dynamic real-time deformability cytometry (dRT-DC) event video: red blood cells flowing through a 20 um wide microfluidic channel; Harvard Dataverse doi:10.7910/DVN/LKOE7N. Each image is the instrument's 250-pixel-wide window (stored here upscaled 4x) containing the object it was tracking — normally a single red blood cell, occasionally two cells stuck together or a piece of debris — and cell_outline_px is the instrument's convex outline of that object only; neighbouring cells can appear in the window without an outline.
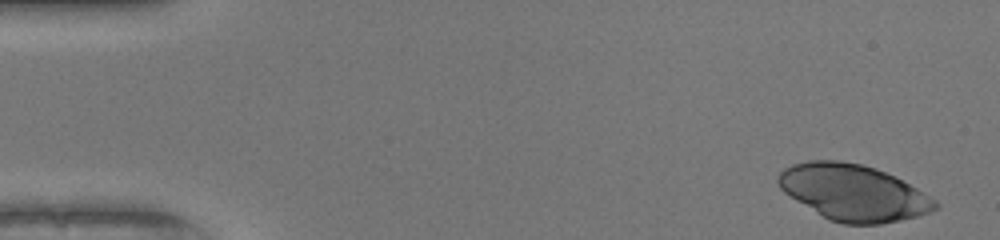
{"species": "human", "species_latin": "Homo sapiens", "temperature_condition": "warm", "stored_images_in_passage": 48, "camera_frame_rate_fps": 3000, "um_per_image_px": 0.085, "donor": {"sex": "female"}, "frame": {"image": 1, "passage_image": 1, "time_ms": 0.0, "image_size_px": [1000, 240], "cell_outline_px": [[940, 208], [916, 216], [900, 220], [880, 224], [844, 224], [828, 220], [796, 200], [784, 192], [780, 188], [776, 180], [776, 176], [784, 168], [792, 164], [808, 160], [840, 160], [860, 164], [876, 168], [916, 188], [936, 200], [940, 204]], "centroid_in_image_um": [72.5, 16.36], "position_along_channel_um": 12.5, "area_um2": 51.15}}
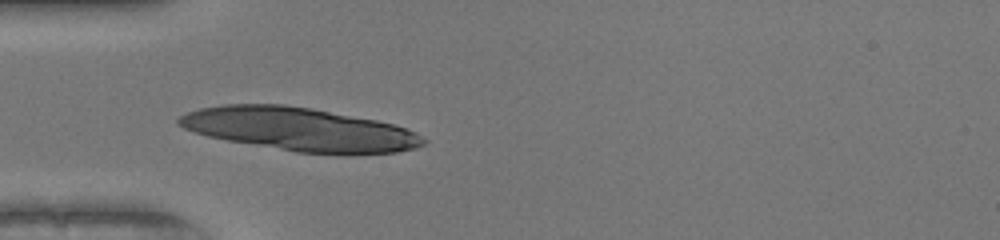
{"frame": {"image": 2, "passage_image": 14, "time_ms": 4.333, "image_size_px": [1000, 240], "cell_outline_px": [[428, 140], [424, 144], [416, 148], [396, 152], [296, 152], [228, 140], [208, 136], [184, 128], [176, 124], [176, 120], [180, 116], [188, 112], [200, 108], [224, 104], [284, 104], [312, 108], [376, 120], [392, 124], [416, 132]], "centroid_in_image_um": [25.42, 10.96], "position_along_channel_um": 59.6, "area_um2": 60.63}}